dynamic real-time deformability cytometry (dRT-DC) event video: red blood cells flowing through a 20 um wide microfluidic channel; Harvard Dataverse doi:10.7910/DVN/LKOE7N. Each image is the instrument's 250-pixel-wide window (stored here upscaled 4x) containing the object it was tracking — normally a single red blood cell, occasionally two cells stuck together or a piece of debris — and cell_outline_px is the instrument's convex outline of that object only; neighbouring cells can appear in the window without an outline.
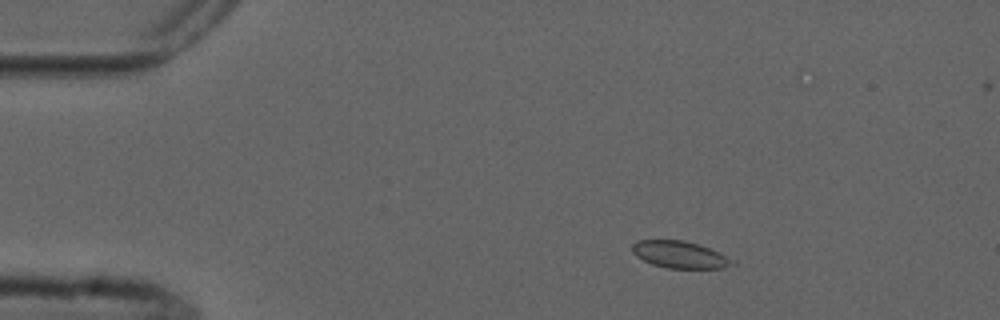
{"species": "common noctule bat (a hibernating species)", "species_latin": "Nyctalus noctula", "temperature_condition": "cold", "stored_images_in_passage": 4, "camera_frame_rate_fps": 3000, "um_per_image_px": 0.085, "animal": {"sex": "male", "forearm_length_mm": 52.5}, "frame": {"image": 1, "passage_image": 2, "time_ms": 1.333, "image_size_px": [1000, 320], "cell_outline_px": [[736, 264], [724, 268], [668, 268], [652, 264], [636, 256], [632, 252], [632, 244], [636, 240], [684, 240], [708, 248], [736, 260]], "centroid_in_image_um": [57.79, 21.65], "position_along_channel_um": 27.2, "area_um2": 15.72}}